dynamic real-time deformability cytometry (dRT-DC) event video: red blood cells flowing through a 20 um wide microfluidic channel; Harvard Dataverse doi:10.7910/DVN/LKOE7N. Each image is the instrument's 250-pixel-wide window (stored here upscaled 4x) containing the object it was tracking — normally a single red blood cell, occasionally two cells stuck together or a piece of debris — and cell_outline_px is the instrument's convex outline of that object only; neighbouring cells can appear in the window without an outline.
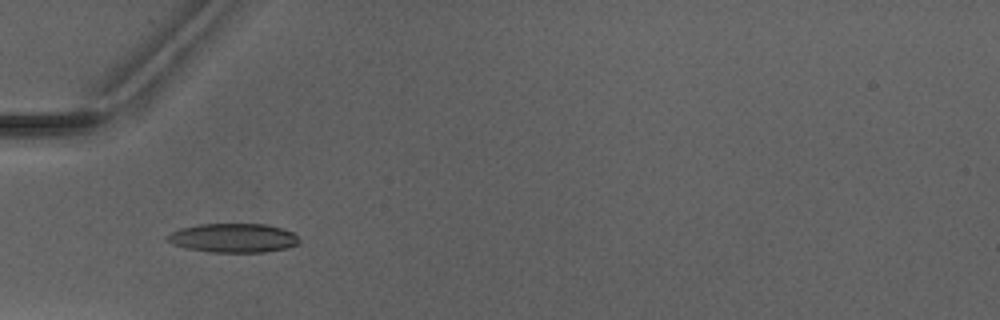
{"species": "Egyptian fruit bat (a non-hibernating species)", "species_latin": "Rousettus aegyptiacus", "temperature_condition": "warm", "stored_images_in_passage": 6, "camera_frame_rate_fps": 3000, "um_per_image_px": 0.085, "animal": {"sex": "male"}, "frame": {"image": 1, "passage_image": 5, "time_ms": 4.667, "image_size_px": [1000, 320], "cell_outline_px": [[300, 240], [296, 244], [284, 248], [264, 252], [212, 252], [188, 248], [172, 244], [164, 240], [164, 236], [180, 228], [200, 224], [264, 224], [284, 228], [292, 232]], "centroid_in_image_um": [19.78, 20.22], "position_along_channel_um": 65.2, "area_um2": 22.25}}